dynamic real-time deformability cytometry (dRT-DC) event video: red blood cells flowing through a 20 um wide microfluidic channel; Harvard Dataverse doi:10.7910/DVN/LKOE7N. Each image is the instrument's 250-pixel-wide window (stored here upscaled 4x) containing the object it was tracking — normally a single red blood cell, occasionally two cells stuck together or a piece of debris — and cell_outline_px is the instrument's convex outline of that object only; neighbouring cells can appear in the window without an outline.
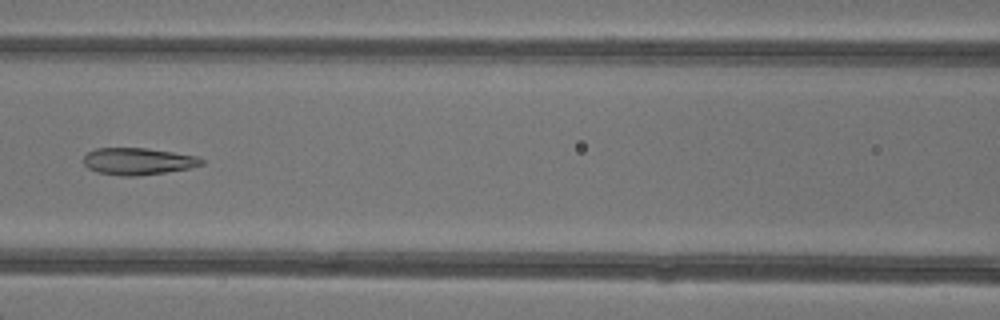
{"species": "common noctule bat (a hibernating species)", "species_latin": "Nyctalus noctula", "temperature_condition": "warm", "stored_images_in_passage": 8, "camera_frame_rate_fps": 3000, "um_per_image_px": 0.085, "animal": {"sex": "female"}, "frame": {"image": 1, "passage_image": 7, "time_ms": 7.0, "image_size_px": [1000, 320], "cell_outline_px": [[204, 164], [188, 168], [164, 172], [136, 176], [120, 176], [96, 172], [88, 168], [84, 164], [84, 156], [88, 152], [96, 148], [148, 148], [196, 156], [204, 160]], "centroid_in_image_um": [11.7, 13.71], "position_along_channel_um": 154.9, "area_um2": 18.44}}
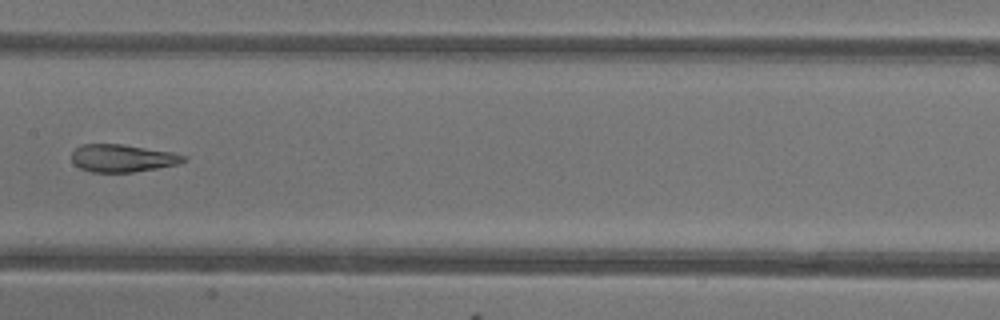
{"frame": {"image": 2, "passage_image": 8, "time_ms": 8.0, "image_size_px": [1000, 320], "cell_outline_px": [[188, 160], [176, 164], [156, 168], [132, 172], [92, 172], [80, 168], [72, 160], [72, 152], [80, 144], [120, 144], [172, 152], [188, 156]], "centroid_in_image_um": [10.42, 13.44], "position_along_channel_um": 197.0, "area_um2": 17.86}}